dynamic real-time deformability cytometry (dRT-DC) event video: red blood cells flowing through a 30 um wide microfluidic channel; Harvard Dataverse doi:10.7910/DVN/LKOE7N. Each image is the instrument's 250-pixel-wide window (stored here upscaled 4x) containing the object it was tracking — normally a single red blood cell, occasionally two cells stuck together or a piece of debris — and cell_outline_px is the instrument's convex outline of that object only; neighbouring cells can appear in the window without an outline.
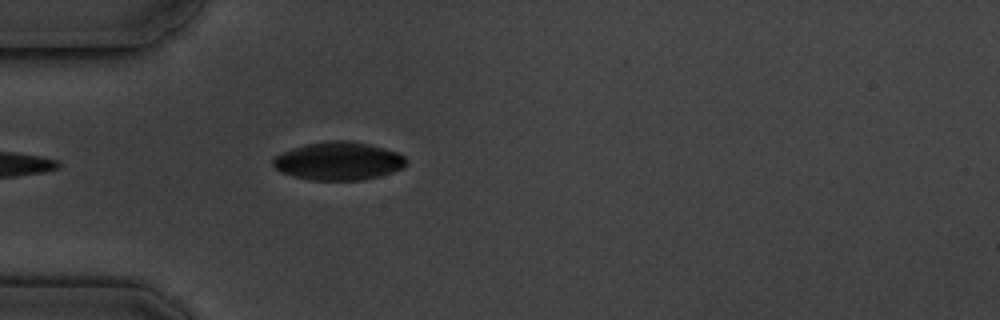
{"species": "common noctule bat (a hibernating species)", "species_latin": "Nyctalus noctula", "temperature_condition": "cold", "stored_images_in_passage": 5, "camera_frame_rate_fps": 3000, "um_per_image_px": 0.085, "animal": {"sex": "male", "body_mass_g": 19.5, "forearm_length_mm": 54.6}, "frame": {"image": 1, "passage_image": 5, "time_ms": 4.667, "image_size_px": [1000, 320], "cell_outline_px": [[408, 164], [404, 168], [380, 176], [364, 180], [312, 180], [292, 176], [280, 172], [272, 164], [272, 156], [292, 148], [304, 144], [328, 140], [352, 140], [384, 148], [396, 152], [404, 156], [408, 160]], "centroid_in_image_um": [28.76, 13.68], "position_along_channel_um": 56.2, "area_um2": 30.06}}